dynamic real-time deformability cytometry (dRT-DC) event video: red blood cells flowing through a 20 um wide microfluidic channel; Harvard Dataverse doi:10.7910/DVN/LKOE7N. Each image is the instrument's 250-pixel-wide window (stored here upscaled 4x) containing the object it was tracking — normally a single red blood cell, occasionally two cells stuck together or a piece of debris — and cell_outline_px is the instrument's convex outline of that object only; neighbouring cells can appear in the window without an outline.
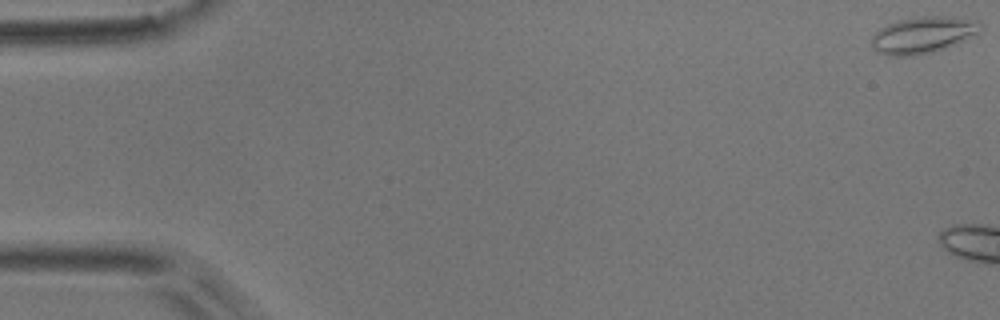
{"species": "common noctule bat (a hibernating species)", "species_latin": "Nyctalus noctula", "temperature_condition": "room temperature", "stored_images_in_passage": 3, "camera_frame_rate_fps": 3000, "um_per_image_px": 0.085, "animal": {"sex": "male", "body_mass_g": 17.9}, "frame": {"image": 1, "passage_image": 1, "time_ms": 0.0, "image_size_px": [1000, 320], "cell_outline_px": [[984, 28], [944, 48], [932, 52], [912, 56], [888, 56], [876, 52], [872, 48], [872, 36], [880, 28], [896, 20], [916, 16], [952, 16], [980, 20], [984, 24]], "centroid_in_image_um": [78.42, 2.95], "position_along_channel_um": 6.6, "area_um2": 23.29}}